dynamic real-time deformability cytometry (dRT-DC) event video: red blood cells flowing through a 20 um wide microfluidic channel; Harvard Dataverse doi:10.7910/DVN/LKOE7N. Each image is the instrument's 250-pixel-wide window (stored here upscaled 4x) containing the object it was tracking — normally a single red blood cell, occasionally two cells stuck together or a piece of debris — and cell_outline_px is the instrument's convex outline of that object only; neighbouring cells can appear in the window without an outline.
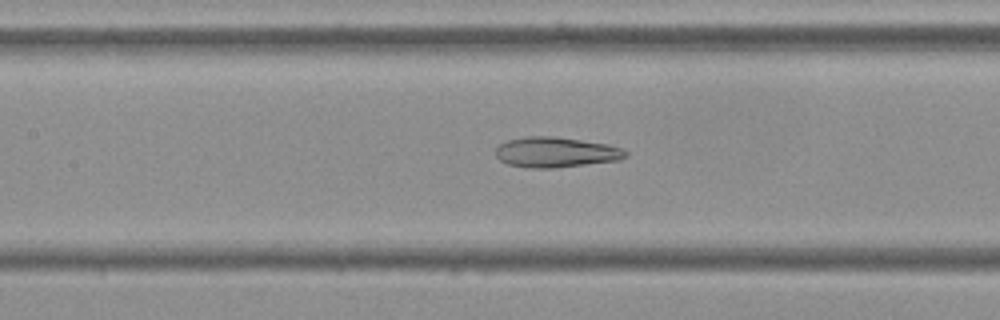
{"species": "Egyptian fruit bat (a non-hibernating species)", "species_latin": "Rousettus aegyptiacus", "temperature_condition": "cold", "stored_images_in_passage": 55, "camera_frame_rate_fps": 3000, "um_per_image_px": 0.085, "frame": {"image": 1, "passage_image": 25, "time_ms": 8.0, "image_size_px": [1000, 320], "cell_outline_px": [[628, 156], [620, 160], [556, 168], [528, 168], [508, 164], [500, 160], [496, 156], [496, 148], [500, 144], [508, 140], [524, 136], [552, 136], [608, 144], [624, 148], [628, 152]], "centroid_in_image_um": [47.28, 12.94], "position_along_channel_um": 160.1, "area_um2": 23.12}}
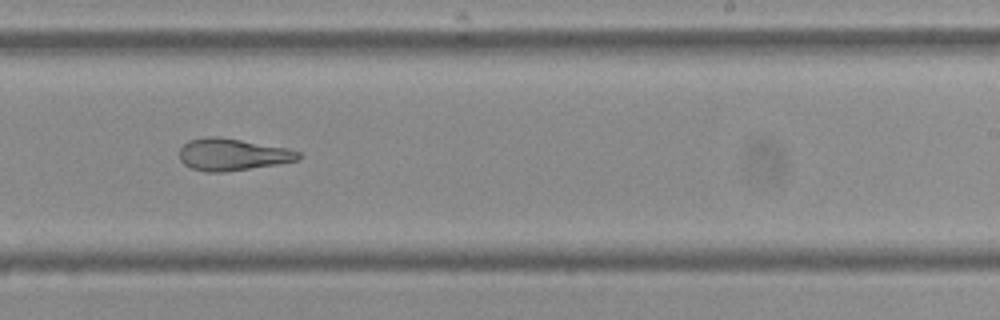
{"frame": {"image": 2, "passage_image": 34, "time_ms": 11.0, "image_size_px": [1000, 320], "cell_outline_px": [[300, 160], [276, 164], [224, 172], [208, 172], [192, 168], [184, 164], [180, 160], [180, 148], [188, 140], [208, 136], [220, 136], [288, 148], [300, 152]], "centroid_in_image_um": [19.75, 13.12], "position_along_channel_um": 269.2, "area_um2": 22.2}}
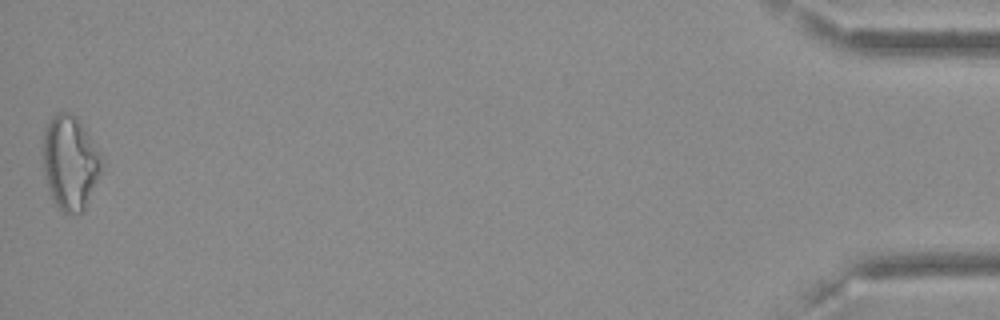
{"frame": {"image": 3, "passage_image": 55, "time_ms": 18.0, "image_size_px": [1000, 320], "cell_outline_px": [[104, 160], [100, 172], [84, 208], [80, 212], [64, 212], [56, 204], [48, 188], [44, 172], [44, 128], [52, 116], [56, 112], [72, 112], [76, 116], [100, 152]], "centroid_in_image_um": [5.96, 13.76], "position_along_channel_um": 429.2, "area_um2": 31.56}, "authors_computed_cell_mechanics": {"area_um2": 25.432, "velocity_mm_per_s": 3.6484, "shape_relaxation_time_tau1_ms": null, "shape_relaxation_time_tau2_ms": 2.8689, "deformation_change_tau1": null, "deformation_change_tau2": 0.1162}}